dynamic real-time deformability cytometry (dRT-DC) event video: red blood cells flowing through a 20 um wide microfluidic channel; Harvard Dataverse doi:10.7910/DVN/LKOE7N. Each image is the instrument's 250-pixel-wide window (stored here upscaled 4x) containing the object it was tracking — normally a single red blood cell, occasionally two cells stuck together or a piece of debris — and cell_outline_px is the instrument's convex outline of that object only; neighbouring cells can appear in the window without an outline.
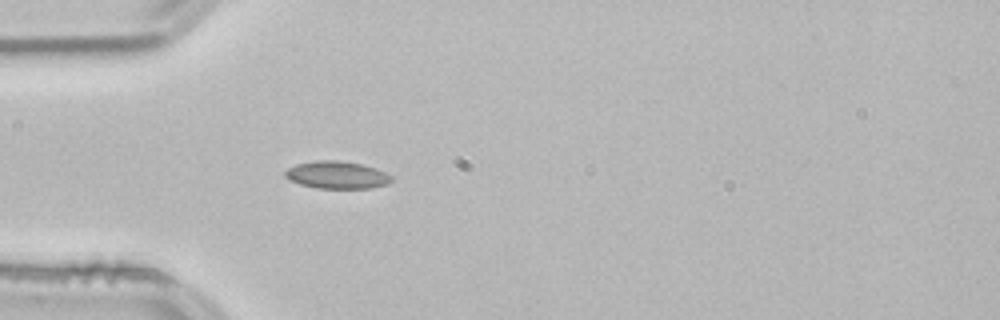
{"species": "common noctule bat (a hibernating species)", "species_latin": "Nyctalus noctula", "temperature_condition": "room temperature", "stored_images_in_passage": 18, "camera_frame_rate_fps": 3000, "um_per_image_px": 0.085, "animal": {"sex": "male", "body_mass_g": 21.5, "forearm_length_mm": 52.0}, "frame": {"image": 1, "passage_image": 6, "time_ms": 1.667, "image_size_px": [1000, 320], "cell_outline_px": [[392, 180], [388, 184], [372, 188], [316, 188], [300, 184], [288, 180], [284, 176], [284, 172], [288, 168], [296, 164], [316, 160], [336, 160], [360, 164], [384, 172], [392, 176]], "centroid_in_image_um": [28.59, 14.88], "position_along_channel_um": 56.4, "area_um2": 16.94}}